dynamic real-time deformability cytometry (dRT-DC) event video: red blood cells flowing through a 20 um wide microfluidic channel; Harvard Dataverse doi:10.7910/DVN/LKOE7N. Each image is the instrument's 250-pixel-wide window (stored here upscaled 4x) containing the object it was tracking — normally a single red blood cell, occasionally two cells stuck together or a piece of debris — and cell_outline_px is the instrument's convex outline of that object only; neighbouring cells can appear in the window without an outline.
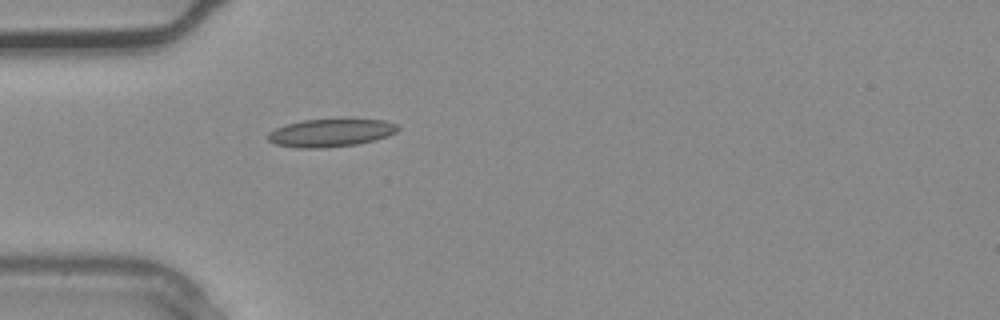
{"species": "common noctule bat (a hibernating species)", "species_latin": "Nyctalus noctula", "temperature_condition": "warm", "stored_images_in_passage": 5, "camera_frame_rate_fps": 3000, "um_per_image_px": 0.085, "animal": {"sex": "male", "body_mass_g": 20.4}, "frame": {"image": 1, "passage_image": 4, "time_ms": 1.0, "image_size_px": [1000, 320], "cell_outline_px": [[400, 128], [396, 132], [388, 136], [376, 140], [356, 144], [324, 148], [300, 148], [276, 144], [268, 140], [268, 132], [276, 128], [288, 124], [304, 120], [384, 120], [400, 124]], "centroid_in_image_um": [28.15, 11.3], "position_along_channel_um": 56.8, "area_um2": 20.92}}